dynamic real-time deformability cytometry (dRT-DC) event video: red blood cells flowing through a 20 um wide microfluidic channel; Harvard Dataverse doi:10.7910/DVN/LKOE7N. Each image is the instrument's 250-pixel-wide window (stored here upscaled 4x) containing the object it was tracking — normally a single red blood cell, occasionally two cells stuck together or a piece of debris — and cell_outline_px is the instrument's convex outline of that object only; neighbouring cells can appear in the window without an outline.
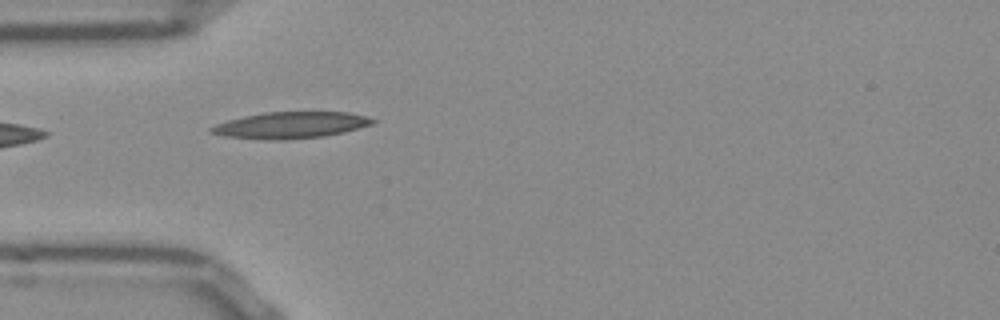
{"species": "Egyptian fruit bat (a non-hibernating species)", "species_latin": "Rousettus aegyptiacus", "temperature_condition": "room temperature", "stored_images_in_passage": 4, "camera_frame_rate_fps": 3000, "um_per_image_px": 0.085, "frame": {"image": 1, "passage_image": 1, "time_ms": 0.0, "image_size_px": [1000, 320], "cell_outline_px": [[376, 120], [372, 124], [344, 132], [324, 136], [280, 140], [272, 140], [224, 136], [208, 132], [208, 128], [216, 124], [228, 120], [244, 116], [264, 112], [348, 112], [364, 116]], "centroid_in_image_um": [24.67, 10.63], "position_along_channel_um": 60.3, "area_um2": 24.74}}
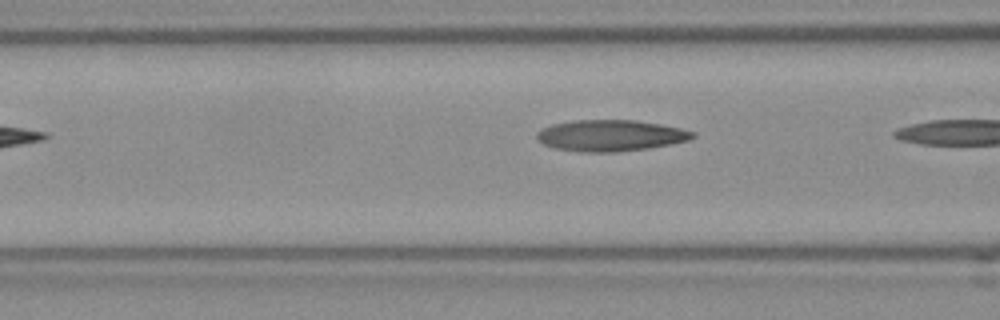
{"frame": {"image": 2, "passage_image": 3, "time_ms": 0.667, "image_size_px": [1000, 320], "cell_outline_px": [[696, 136], [688, 140], [648, 148], [612, 152], [580, 152], [552, 148], [536, 140], [536, 132], [552, 124], [572, 120], [636, 120], [660, 124], [680, 128], [696, 132]], "centroid_in_image_um": [51.85, 11.52], "position_along_channel_um": 114.7, "area_um2": 28.44}}